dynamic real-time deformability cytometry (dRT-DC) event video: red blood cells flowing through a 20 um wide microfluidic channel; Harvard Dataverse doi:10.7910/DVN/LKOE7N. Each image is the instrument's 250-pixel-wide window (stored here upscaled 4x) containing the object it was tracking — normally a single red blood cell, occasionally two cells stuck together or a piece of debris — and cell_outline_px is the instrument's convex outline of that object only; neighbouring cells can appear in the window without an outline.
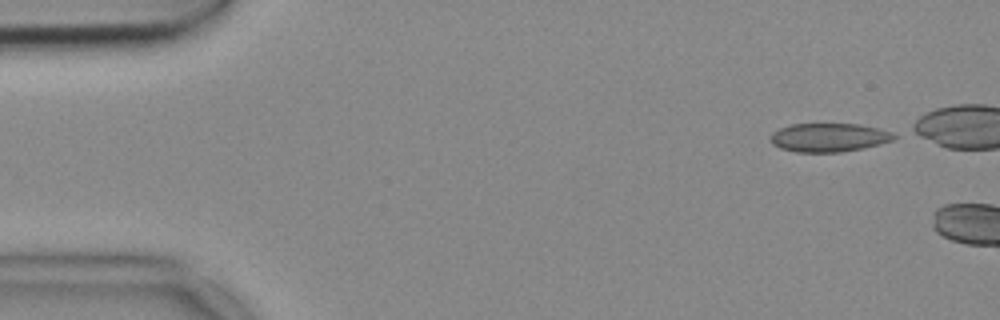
{"species": "common noctule bat (a hibernating species)", "species_latin": "Nyctalus noctula", "temperature_condition": "cold", "stored_images_in_passage": 4, "camera_frame_rate_fps": 3000, "um_per_image_px": 0.085, "animal": {"sex": "female", "body_mass_g": 18.4}, "frame": {"image": 1, "passage_image": 1, "time_ms": 0.0, "image_size_px": [1000, 320], "cell_outline_px": [[896, 136], [892, 140], [860, 148], [840, 152], [796, 152], [780, 148], [772, 144], [772, 132], [780, 128], [792, 124], [860, 124], [876, 128], [888, 132]], "centroid_in_image_um": [70.38, 11.68], "position_along_channel_um": 14.6, "area_um2": 20.11}}